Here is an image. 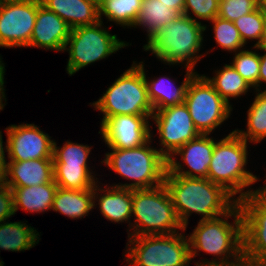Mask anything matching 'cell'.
I'll return each mask as SVG.
<instances>
[{
    "instance_id": "cell-25",
    "label": "cell",
    "mask_w": 266,
    "mask_h": 266,
    "mask_svg": "<svg viewBox=\"0 0 266 266\" xmlns=\"http://www.w3.org/2000/svg\"><path fill=\"white\" fill-rule=\"evenodd\" d=\"M181 14L159 0H142L134 28L142 26L147 31V42L166 24Z\"/></svg>"
},
{
    "instance_id": "cell-48",
    "label": "cell",
    "mask_w": 266,
    "mask_h": 266,
    "mask_svg": "<svg viewBox=\"0 0 266 266\" xmlns=\"http://www.w3.org/2000/svg\"><path fill=\"white\" fill-rule=\"evenodd\" d=\"M3 1H4V0H0V7H1V5L3 4Z\"/></svg>"
},
{
    "instance_id": "cell-45",
    "label": "cell",
    "mask_w": 266,
    "mask_h": 266,
    "mask_svg": "<svg viewBox=\"0 0 266 266\" xmlns=\"http://www.w3.org/2000/svg\"><path fill=\"white\" fill-rule=\"evenodd\" d=\"M88 1L94 2V3H96V4L99 5V3H100L101 0H88Z\"/></svg>"
},
{
    "instance_id": "cell-22",
    "label": "cell",
    "mask_w": 266,
    "mask_h": 266,
    "mask_svg": "<svg viewBox=\"0 0 266 266\" xmlns=\"http://www.w3.org/2000/svg\"><path fill=\"white\" fill-rule=\"evenodd\" d=\"M57 188L58 186L54 180L38 186L11 188L14 213L16 214L20 208L30 213L51 211Z\"/></svg>"
},
{
    "instance_id": "cell-17",
    "label": "cell",
    "mask_w": 266,
    "mask_h": 266,
    "mask_svg": "<svg viewBox=\"0 0 266 266\" xmlns=\"http://www.w3.org/2000/svg\"><path fill=\"white\" fill-rule=\"evenodd\" d=\"M70 33V26L38 0L35 25L28 47L64 52Z\"/></svg>"
},
{
    "instance_id": "cell-14",
    "label": "cell",
    "mask_w": 266,
    "mask_h": 266,
    "mask_svg": "<svg viewBox=\"0 0 266 266\" xmlns=\"http://www.w3.org/2000/svg\"><path fill=\"white\" fill-rule=\"evenodd\" d=\"M152 115H117L108 117L100 126L108 148L131 149L145 144L151 135Z\"/></svg>"
},
{
    "instance_id": "cell-23",
    "label": "cell",
    "mask_w": 266,
    "mask_h": 266,
    "mask_svg": "<svg viewBox=\"0 0 266 266\" xmlns=\"http://www.w3.org/2000/svg\"><path fill=\"white\" fill-rule=\"evenodd\" d=\"M94 209L93 189L71 190L57 188L51 210L71 219L88 216Z\"/></svg>"
},
{
    "instance_id": "cell-7",
    "label": "cell",
    "mask_w": 266,
    "mask_h": 266,
    "mask_svg": "<svg viewBox=\"0 0 266 266\" xmlns=\"http://www.w3.org/2000/svg\"><path fill=\"white\" fill-rule=\"evenodd\" d=\"M91 106L103 113L100 125L108 117L117 115H152L154 109L148 98L143 65L133 61Z\"/></svg>"
},
{
    "instance_id": "cell-11",
    "label": "cell",
    "mask_w": 266,
    "mask_h": 266,
    "mask_svg": "<svg viewBox=\"0 0 266 266\" xmlns=\"http://www.w3.org/2000/svg\"><path fill=\"white\" fill-rule=\"evenodd\" d=\"M238 203L243 216L244 258L253 266H266V194L259 190Z\"/></svg>"
},
{
    "instance_id": "cell-44",
    "label": "cell",
    "mask_w": 266,
    "mask_h": 266,
    "mask_svg": "<svg viewBox=\"0 0 266 266\" xmlns=\"http://www.w3.org/2000/svg\"><path fill=\"white\" fill-rule=\"evenodd\" d=\"M5 75V65L0 56V79Z\"/></svg>"
},
{
    "instance_id": "cell-26",
    "label": "cell",
    "mask_w": 266,
    "mask_h": 266,
    "mask_svg": "<svg viewBox=\"0 0 266 266\" xmlns=\"http://www.w3.org/2000/svg\"><path fill=\"white\" fill-rule=\"evenodd\" d=\"M212 78L204 75L214 86L215 91L230 104V98H237L247 94L252 86L235 70L231 64H225L222 69L215 70Z\"/></svg>"
},
{
    "instance_id": "cell-40",
    "label": "cell",
    "mask_w": 266,
    "mask_h": 266,
    "mask_svg": "<svg viewBox=\"0 0 266 266\" xmlns=\"http://www.w3.org/2000/svg\"><path fill=\"white\" fill-rule=\"evenodd\" d=\"M4 76L0 79V110L4 109V106L6 105L5 103L3 104V101H6V96H5V89H4Z\"/></svg>"
},
{
    "instance_id": "cell-47",
    "label": "cell",
    "mask_w": 266,
    "mask_h": 266,
    "mask_svg": "<svg viewBox=\"0 0 266 266\" xmlns=\"http://www.w3.org/2000/svg\"><path fill=\"white\" fill-rule=\"evenodd\" d=\"M0 266H4V262L3 261H0Z\"/></svg>"
},
{
    "instance_id": "cell-33",
    "label": "cell",
    "mask_w": 266,
    "mask_h": 266,
    "mask_svg": "<svg viewBox=\"0 0 266 266\" xmlns=\"http://www.w3.org/2000/svg\"><path fill=\"white\" fill-rule=\"evenodd\" d=\"M233 23L245 44L248 40L253 39L257 40L253 47L259 44L265 23V15L259 9L250 14L242 15Z\"/></svg>"
},
{
    "instance_id": "cell-18",
    "label": "cell",
    "mask_w": 266,
    "mask_h": 266,
    "mask_svg": "<svg viewBox=\"0 0 266 266\" xmlns=\"http://www.w3.org/2000/svg\"><path fill=\"white\" fill-rule=\"evenodd\" d=\"M53 180V159H34L8 161L4 183L10 188H18L38 186Z\"/></svg>"
},
{
    "instance_id": "cell-29",
    "label": "cell",
    "mask_w": 266,
    "mask_h": 266,
    "mask_svg": "<svg viewBox=\"0 0 266 266\" xmlns=\"http://www.w3.org/2000/svg\"><path fill=\"white\" fill-rule=\"evenodd\" d=\"M53 174L54 182L64 189H94L98 182L89 166H53Z\"/></svg>"
},
{
    "instance_id": "cell-39",
    "label": "cell",
    "mask_w": 266,
    "mask_h": 266,
    "mask_svg": "<svg viewBox=\"0 0 266 266\" xmlns=\"http://www.w3.org/2000/svg\"><path fill=\"white\" fill-rule=\"evenodd\" d=\"M159 1L169 6L170 9L176 10L180 14H183L185 0H159Z\"/></svg>"
},
{
    "instance_id": "cell-37",
    "label": "cell",
    "mask_w": 266,
    "mask_h": 266,
    "mask_svg": "<svg viewBox=\"0 0 266 266\" xmlns=\"http://www.w3.org/2000/svg\"><path fill=\"white\" fill-rule=\"evenodd\" d=\"M2 134H3L2 131H0V184L4 183L7 164H8V162L6 161V157H5V150L6 152H8V140H6V146L3 147L4 142H3Z\"/></svg>"
},
{
    "instance_id": "cell-6",
    "label": "cell",
    "mask_w": 266,
    "mask_h": 266,
    "mask_svg": "<svg viewBox=\"0 0 266 266\" xmlns=\"http://www.w3.org/2000/svg\"><path fill=\"white\" fill-rule=\"evenodd\" d=\"M132 217H135L134 223H130L128 236L169 235L179 232L178 229L186 231L178 220L164 183L154 188L132 190Z\"/></svg>"
},
{
    "instance_id": "cell-35",
    "label": "cell",
    "mask_w": 266,
    "mask_h": 266,
    "mask_svg": "<svg viewBox=\"0 0 266 266\" xmlns=\"http://www.w3.org/2000/svg\"><path fill=\"white\" fill-rule=\"evenodd\" d=\"M219 1L220 0H185L183 14L195 21H197V19L212 21L218 16Z\"/></svg>"
},
{
    "instance_id": "cell-3",
    "label": "cell",
    "mask_w": 266,
    "mask_h": 266,
    "mask_svg": "<svg viewBox=\"0 0 266 266\" xmlns=\"http://www.w3.org/2000/svg\"><path fill=\"white\" fill-rule=\"evenodd\" d=\"M206 28V24L181 14L160 29L143 49L163 63L183 65L186 62L185 67L195 70L197 62L205 55L199 52Z\"/></svg>"
},
{
    "instance_id": "cell-38",
    "label": "cell",
    "mask_w": 266,
    "mask_h": 266,
    "mask_svg": "<svg viewBox=\"0 0 266 266\" xmlns=\"http://www.w3.org/2000/svg\"><path fill=\"white\" fill-rule=\"evenodd\" d=\"M256 50L264 51L265 53L260 54V67H259V78H258V90H260L261 84L264 82L266 84V49H258L257 47H253ZM266 90V89H265Z\"/></svg>"
},
{
    "instance_id": "cell-16",
    "label": "cell",
    "mask_w": 266,
    "mask_h": 266,
    "mask_svg": "<svg viewBox=\"0 0 266 266\" xmlns=\"http://www.w3.org/2000/svg\"><path fill=\"white\" fill-rule=\"evenodd\" d=\"M215 140L209 134H200L195 139L178 148L167 159V172L189 178H207L208 168L212 159ZM181 157V162L187 165L188 170L175 156ZM174 158V159H173Z\"/></svg>"
},
{
    "instance_id": "cell-41",
    "label": "cell",
    "mask_w": 266,
    "mask_h": 266,
    "mask_svg": "<svg viewBox=\"0 0 266 266\" xmlns=\"http://www.w3.org/2000/svg\"><path fill=\"white\" fill-rule=\"evenodd\" d=\"M256 47L258 49H266V16H265V23H264V28H263L262 35L260 38V42Z\"/></svg>"
},
{
    "instance_id": "cell-1",
    "label": "cell",
    "mask_w": 266,
    "mask_h": 266,
    "mask_svg": "<svg viewBox=\"0 0 266 266\" xmlns=\"http://www.w3.org/2000/svg\"><path fill=\"white\" fill-rule=\"evenodd\" d=\"M230 217L234 221L229 223ZM187 237L191 260L201 251L217 257L213 260L202 259L200 260L202 262L195 263L196 266L227 265L242 260L244 258L243 216L239 203L222 216L200 219L193 233Z\"/></svg>"
},
{
    "instance_id": "cell-9",
    "label": "cell",
    "mask_w": 266,
    "mask_h": 266,
    "mask_svg": "<svg viewBox=\"0 0 266 266\" xmlns=\"http://www.w3.org/2000/svg\"><path fill=\"white\" fill-rule=\"evenodd\" d=\"M103 25V21H99L94 25L71 29L64 48L69 53L66 70L70 76L129 45L120 41L116 34H110Z\"/></svg>"
},
{
    "instance_id": "cell-13",
    "label": "cell",
    "mask_w": 266,
    "mask_h": 266,
    "mask_svg": "<svg viewBox=\"0 0 266 266\" xmlns=\"http://www.w3.org/2000/svg\"><path fill=\"white\" fill-rule=\"evenodd\" d=\"M154 120L160 139L158 150L168 159L178 148L200 135L185 103L154 111Z\"/></svg>"
},
{
    "instance_id": "cell-27",
    "label": "cell",
    "mask_w": 266,
    "mask_h": 266,
    "mask_svg": "<svg viewBox=\"0 0 266 266\" xmlns=\"http://www.w3.org/2000/svg\"><path fill=\"white\" fill-rule=\"evenodd\" d=\"M256 90L254 101L247 111L245 130L234 131L247 143H259L266 138V90Z\"/></svg>"
},
{
    "instance_id": "cell-24",
    "label": "cell",
    "mask_w": 266,
    "mask_h": 266,
    "mask_svg": "<svg viewBox=\"0 0 266 266\" xmlns=\"http://www.w3.org/2000/svg\"><path fill=\"white\" fill-rule=\"evenodd\" d=\"M21 222H0V249L12 252L29 250L39 243V232Z\"/></svg>"
},
{
    "instance_id": "cell-2",
    "label": "cell",
    "mask_w": 266,
    "mask_h": 266,
    "mask_svg": "<svg viewBox=\"0 0 266 266\" xmlns=\"http://www.w3.org/2000/svg\"><path fill=\"white\" fill-rule=\"evenodd\" d=\"M164 184L185 230L192 213L201 215V220L213 219L229 212L238 203L235 197L208 178H189L166 172Z\"/></svg>"
},
{
    "instance_id": "cell-8",
    "label": "cell",
    "mask_w": 266,
    "mask_h": 266,
    "mask_svg": "<svg viewBox=\"0 0 266 266\" xmlns=\"http://www.w3.org/2000/svg\"><path fill=\"white\" fill-rule=\"evenodd\" d=\"M126 248L128 266H189L191 262L184 233L128 236Z\"/></svg>"
},
{
    "instance_id": "cell-43",
    "label": "cell",
    "mask_w": 266,
    "mask_h": 266,
    "mask_svg": "<svg viewBox=\"0 0 266 266\" xmlns=\"http://www.w3.org/2000/svg\"><path fill=\"white\" fill-rule=\"evenodd\" d=\"M258 9L266 16V0H258Z\"/></svg>"
},
{
    "instance_id": "cell-30",
    "label": "cell",
    "mask_w": 266,
    "mask_h": 266,
    "mask_svg": "<svg viewBox=\"0 0 266 266\" xmlns=\"http://www.w3.org/2000/svg\"><path fill=\"white\" fill-rule=\"evenodd\" d=\"M92 147L66 141L62 147L53 145V166H89V158Z\"/></svg>"
},
{
    "instance_id": "cell-31",
    "label": "cell",
    "mask_w": 266,
    "mask_h": 266,
    "mask_svg": "<svg viewBox=\"0 0 266 266\" xmlns=\"http://www.w3.org/2000/svg\"><path fill=\"white\" fill-rule=\"evenodd\" d=\"M210 22L213 25L215 41L224 51L238 52L242 50V47H245V43L233 22L218 16Z\"/></svg>"
},
{
    "instance_id": "cell-32",
    "label": "cell",
    "mask_w": 266,
    "mask_h": 266,
    "mask_svg": "<svg viewBox=\"0 0 266 266\" xmlns=\"http://www.w3.org/2000/svg\"><path fill=\"white\" fill-rule=\"evenodd\" d=\"M235 70L254 88L258 90V78L260 67V53L256 50H240L235 52L230 63Z\"/></svg>"
},
{
    "instance_id": "cell-42",
    "label": "cell",
    "mask_w": 266,
    "mask_h": 266,
    "mask_svg": "<svg viewBox=\"0 0 266 266\" xmlns=\"http://www.w3.org/2000/svg\"><path fill=\"white\" fill-rule=\"evenodd\" d=\"M208 266H253L251 263H249L245 258L242 260H239L233 264H227V265H208Z\"/></svg>"
},
{
    "instance_id": "cell-21",
    "label": "cell",
    "mask_w": 266,
    "mask_h": 266,
    "mask_svg": "<svg viewBox=\"0 0 266 266\" xmlns=\"http://www.w3.org/2000/svg\"><path fill=\"white\" fill-rule=\"evenodd\" d=\"M48 10L56 13L71 29L94 25L100 21L98 4L88 0H40Z\"/></svg>"
},
{
    "instance_id": "cell-4",
    "label": "cell",
    "mask_w": 266,
    "mask_h": 266,
    "mask_svg": "<svg viewBox=\"0 0 266 266\" xmlns=\"http://www.w3.org/2000/svg\"><path fill=\"white\" fill-rule=\"evenodd\" d=\"M248 144L235 131L219 141L216 140L208 168L207 178L223 187L233 197L239 193L236 197L237 201L262 188L247 189L258 180L260 181L259 177L246 170ZM245 188L246 191H244Z\"/></svg>"
},
{
    "instance_id": "cell-34",
    "label": "cell",
    "mask_w": 266,
    "mask_h": 266,
    "mask_svg": "<svg viewBox=\"0 0 266 266\" xmlns=\"http://www.w3.org/2000/svg\"><path fill=\"white\" fill-rule=\"evenodd\" d=\"M258 9V0H220L218 17L234 22L245 14Z\"/></svg>"
},
{
    "instance_id": "cell-19",
    "label": "cell",
    "mask_w": 266,
    "mask_h": 266,
    "mask_svg": "<svg viewBox=\"0 0 266 266\" xmlns=\"http://www.w3.org/2000/svg\"><path fill=\"white\" fill-rule=\"evenodd\" d=\"M98 186L99 184L97 182L93 189L94 208L97 205L95 204L97 201L101 214L108 221L114 223L127 221L126 223L129 222L128 225L130 227L132 217V189L114 186L109 187L107 185L102 187V189Z\"/></svg>"
},
{
    "instance_id": "cell-10",
    "label": "cell",
    "mask_w": 266,
    "mask_h": 266,
    "mask_svg": "<svg viewBox=\"0 0 266 266\" xmlns=\"http://www.w3.org/2000/svg\"><path fill=\"white\" fill-rule=\"evenodd\" d=\"M191 119L200 134H211L226 121L233 110L203 75L196 73L189 81L185 100Z\"/></svg>"
},
{
    "instance_id": "cell-12",
    "label": "cell",
    "mask_w": 266,
    "mask_h": 266,
    "mask_svg": "<svg viewBox=\"0 0 266 266\" xmlns=\"http://www.w3.org/2000/svg\"><path fill=\"white\" fill-rule=\"evenodd\" d=\"M38 0H4L0 7V47H28Z\"/></svg>"
},
{
    "instance_id": "cell-20",
    "label": "cell",
    "mask_w": 266,
    "mask_h": 266,
    "mask_svg": "<svg viewBox=\"0 0 266 266\" xmlns=\"http://www.w3.org/2000/svg\"><path fill=\"white\" fill-rule=\"evenodd\" d=\"M143 65L144 78L147 84L148 98L154 109V111H158L168 106H173L176 104L184 103L185 93L187 89V85L191 78L197 73L195 70L185 67L186 74L182 84L180 86H174L173 80L171 78L157 77L154 79H148L146 76V71L144 69V62H139ZM173 82V83H172Z\"/></svg>"
},
{
    "instance_id": "cell-5",
    "label": "cell",
    "mask_w": 266,
    "mask_h": 266,
    "mask_svg": "<svg viewBox=\"0 0 266 266\" xmlns=\"http://www.w3.org/2000/svg\"><path fill=\"white\" fill-rule=\"evenodd\" d=\"M152 137L143 145L131 149L109 148L101 161L132 183H118L111 186L127 189H149L164 183L167 172V158L155 147Z\"/></svg>"
},
{
    "instance_id": "cell-46",
    "label": "cell",
    "mask_w": 266,
    "mask_h": 266,
    "mask_svg": "<svg viewBox=\"0 0 266 266\" xmlns=\"http://www.w3.org/2000/svg\"><path fill=\"white\" fill-rule=\"evenodd\" d=\"M266 182V181H265ZM261 190L266 194V183L265 185L261 188Z\"/></svg>"
},
{
    "instance_id": "cell-36",
    "label": "cell",
    "mask_w": 266,
    "mask_h": 266,
    "mask_svg": "<svg viewBox=\"0 0 266 266\" xmlns=\"http://www.w3.org/2000/svg\"><path fill=\"white\" fill-rule=\"evenodd\" d=\"M15 215L13 192L5 183L0 184V222L6 221Z\"/></svg>"
},
{
    "instance_id": "cell-28",
    "label": "cell",
    "mask_w": 266,
    "mask_h": 266,
    "mask_svg": "<svg viewBox=\"0 0 266 266\" xmlns=\"http://www.w3.org/2000/svg\"><path fill=\"white\" fill-rule=\"evenodd\" d=\"M142 0H101L99 8V19L106 17L122 27H134L138 14L141 10Z\"/></svg>"
},
{
    "instance_id": "cell-15",
    "label": "cell",
    "mask_w": 266,
    "mask_h": 266,
    "mask_svg": "<svg viewBox=\"0 0 266 266\" xmlns=\"http://www.w3.org/2000/svg\"><path fill=\"white\" fill-rule=\"evenodd\" d=\"M6 130L8 140V161L53 159L54 141L34 124L9 125Z\"/></svg>"
}]
</instances>
